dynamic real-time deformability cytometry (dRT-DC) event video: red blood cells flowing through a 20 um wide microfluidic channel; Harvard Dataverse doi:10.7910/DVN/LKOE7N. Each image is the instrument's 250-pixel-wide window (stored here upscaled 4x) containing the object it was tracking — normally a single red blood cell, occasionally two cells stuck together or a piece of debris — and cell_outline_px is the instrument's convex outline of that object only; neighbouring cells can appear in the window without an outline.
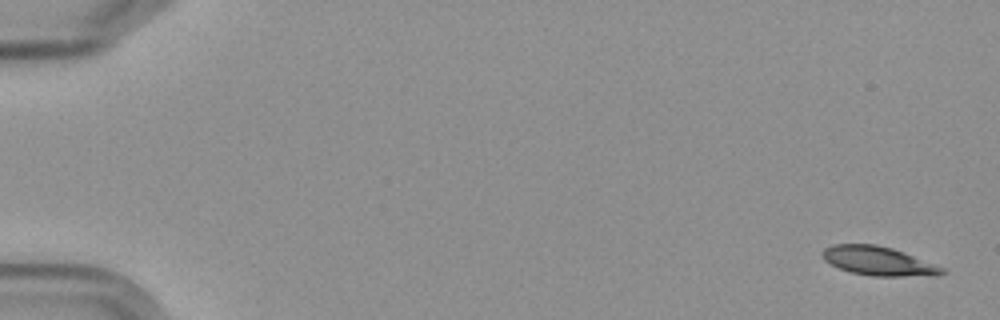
{"species": "Egyptian fruit bat (a non-hibernating species)", "species_latin": "Rousettus aegyptiacus", "temperature_condition": "cold", "stored_images_in_passage": 6, "camera_frame_rate_fps": 3000, "um_per_image_px": 0.085, "frame": {"image": 1, "passage_image": 1, "time_ms": 0.0, "image_size_px": [1000, 320], "cell_outline_px": [[948, 272], [900, 276], [872, 276], [852, 272], [840, 268], [824, 260], [820, 252], [824, 248], [832, 244], [876, 244], [892, 248], [904, 252], [944, 268]], "centroid_in_image_um": [74.56, 22.15], "position_along_channel_um": 10.4, "area_um2": 19.71}}
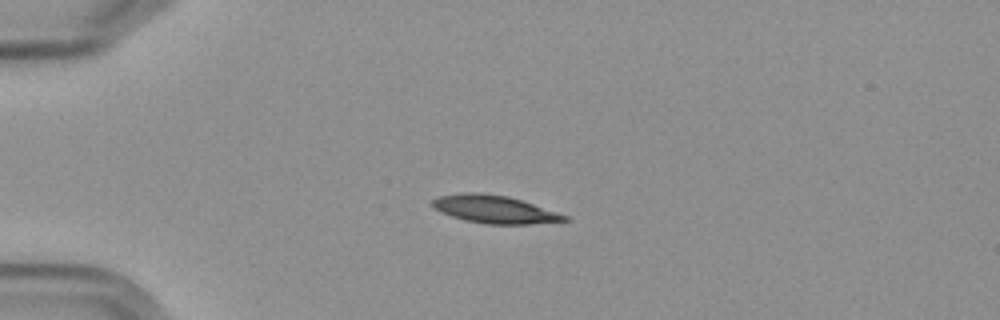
{"frame": {"image": 2, "passage_image": 4, "time_ms": 4.333, "image_size_px": [1000, 320], "cell_outline_px": [[568, 220], [528, 224], [488, 224], [464, 220], [440, 212], [432, 204], [432, 200], [436, 196], [460, 192], [480, 192], [508, 196], [568, 216]], "centroid_in_image_um": [41.96, 17.77], "position_along_channel_um": 43.0, "area_um2": 21.21}}
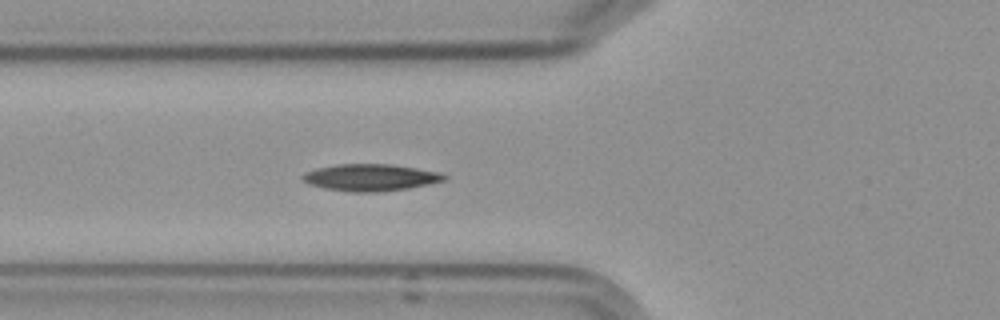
{"frame": {"image": 3, "passage_image": 6, "time_ms": 6.667, "image_size_px": [1000, 320], "cell_outline_px": [[448, 180], [408, 188], [380, 192], [348, 192], [324, 188], [308, 184], [300, 176], [304, 172], [316, 168], [340, 164], [392, 164], [440, 172], [448, 176]], "centroid_in_image_um": [31.5, 15.09], "position_along_channel_um": 94.3, "area_um2": 22.37}}